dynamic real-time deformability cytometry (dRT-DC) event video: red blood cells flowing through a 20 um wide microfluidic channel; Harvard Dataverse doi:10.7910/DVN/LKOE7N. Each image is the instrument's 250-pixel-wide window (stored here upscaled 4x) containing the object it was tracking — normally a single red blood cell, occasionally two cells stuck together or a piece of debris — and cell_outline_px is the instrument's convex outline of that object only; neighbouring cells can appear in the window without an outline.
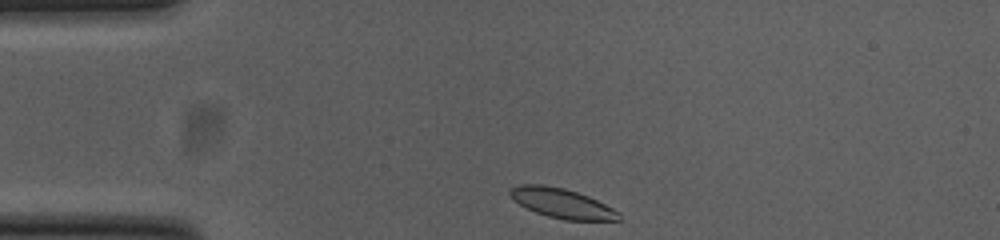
{"species": "common noctule bat (a hibernating species)", "species_latin": "Nyctalus noctula", "temperature_condition": "cold", "stored_images_in_passage": 34, "camera_frame_rate_fps": 3000, "um_per_image_px": 0.085, "animal": {"sex": "female", "body_mass_g": 23.0, "forearm_length_mm": 53.4}, "frame": {"image": 1, "passage_image": 1, "time_ms": 0.0, "image_size_px": [1000, 240], "cell_outline_px": [[620, 220], [564, 220], [548, 216], [536, 212], [512, 200], [508, 192], [512, 188], [520, 184], [540, 184], [564, 188], [588, 196], [620, 212]], "centroid_in_image_um": [47.74, 17.27], "position_along_channel_um": 37.3, "area_um2": 18.61}}
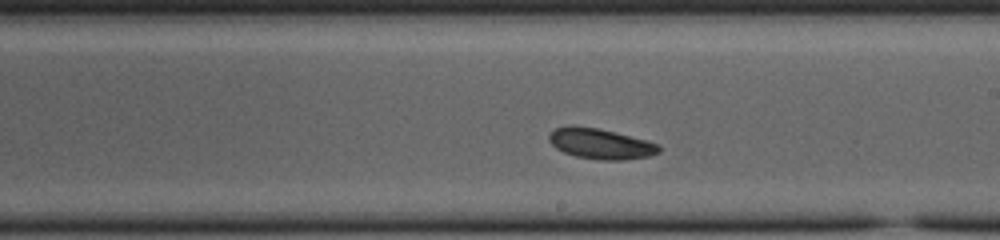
{"frame": {"image": 2, "passage_image": 20, "time_ms": 6.333, "image_size_px": [1000, 240], "cell_outline_px": [[660, 152], [648, 156], [624, 160], [600, 160], [576, 156], [564, 152], [556, 148], [548, 140], [548, 136], [556, 128], [596, 128], [660, 144]], "centroid_in_image_um": [51.09, 12.26], "position_along_channel_um": 237.9, "area_um2": 18.73}}
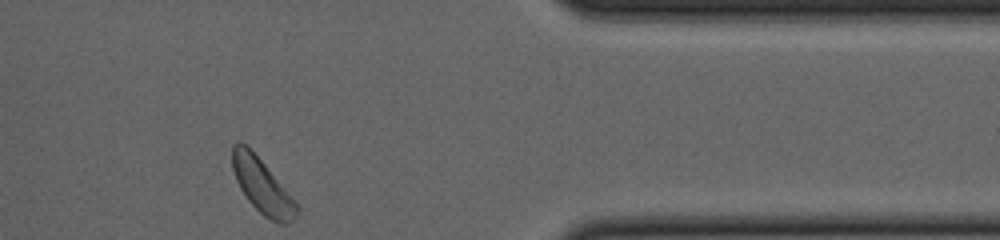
{"frame": {"image": 3, "passage_image": 34, "time_ms": 11.0, "image_size_px": [1000, 240], "cell_outline_px": [[300, 208], [296, 216], [288, 224], [280, 224], [264, 216], [248, 200], [240, 188], [236, 180], [232, 168], [232, 144], [236, 140], [240, 140], [264, 164]], "centroid_in_image_um": [22.25, 15.82], "position_along_channel_um": 389.1, "area_um2": 19.94}, "authors_computed_cell_mechanics": {"area_um2": 19.5653, "velocity_mm_per_s": 3.726, "shape_relaxation_time_tau1_ms": 3.1872, "shape_relaxation_time_tau2_ms": null, "deformation_change_tau1": 0.0714, "deformation_change_tau2": null}}